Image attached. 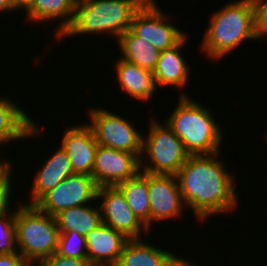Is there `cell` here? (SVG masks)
<instances>
[{"instance_id":"obj_1","label":"cell","mask_w":267,"mask_h":266,"mask_svg":"<svg viewBox=\"0 0 267 266\" xmlns=\"http://www.w3.org/2000/svg\"><path fill=\"white\" fill-rule=\"evenodd\" d=\"M219 153L190 155L175 175L186 208H191L201 223L233 211L238 204L236 180L217 158Z\"/></svg>"},{"instance_id":"obj_2","label":"cell","mask_w":267,"mask_h":266,"mask_svg":"<svg viewBox=\"0 0 267 266\" xmlns=\"http://www.w3.org/2000/svg\"><path fill=\"white\" fill-rule=\"evenodd\" d=\"M201 42V51L219 60L246 39H258L253 0H235L213 13Z\"/></svg>"},{"instance_id":"obj_3","label":"cell","mask_w":267,"mask_h":266,"mask_svg":"<svg viewBox=\"0 0 267 266\" xmlns=\"http://www.w3.org/2000/svg\"><path fill=\"white\" fill-rule=\"evenodd\" d=\"M179 103L166 118V124L184 143L190 155H211L220 152L222 129L211 110L182 92Z\"/></svg>"},{"instance_id":"obj_4","label":"cell","mask_w":267,"mask_h":266,"mask_svg":"<svg viewBox=\"0 0 267 266\" xmlns=\"http://www.w3.org/2000/svg\"><path fill=\"white\" fill-rule=\"evenodd\" d=\"M142 5L140 0H77L72 24L60 38L109 33L118 40Z\"/></svg>"},{"instance_id":"obj_5","label":"cell","mask_w":267,"mask_h":266,"mask_svg":"<svg viewBox=\"0 0 267 266\" xmlns=\"http://www.w3.org/2000/svg\"><path fill=\"white\" fill-rule=\"evenodd\" d=\"M16 208L17 250L29 263L38 264L57 251L59 230L54 216L23 202Z\"/></svg>"},{"instance_id":"obj_6","label":"cell","mask_w":267,"mask_h":266,"mask_svg":"<svg viewBox=\"0 0 267 266\" xmlns=\"http://www.w3.org/2000/svg\"><path fill=\"white\" fill-rule=\"evenodd\" d=\"M146 155L149 161L145 160ZM189 156L184 143L166 123L160 124L157 120H151L148 136H142L141 171L150 174L176 175Z\"/></svg>"},{"instance_id":"obj_7","label":"cell","mask_w":267,"mask_h":266,"mask_svg":"<svg viewBox=\"0 0 267 266\" xmlns=\"http://www.w3.org/2000/svg\"><path fill=\"white\" fill-rule=\"evenodd\" d=\"M88 113L91 121L87 125L93 130L98 145L141 153L143 135L129 120L99 107L90 109Z\"/></svg>"},{"instance_id":"obj_8","label":"cell","mask_w":267,"mask_h":266,"mask_svg":"<svg viewBox=\"0 0 267 266\" xmlns=\"http://www.w3.org/2000/svg\"><path fill=\"white\" fill-rule=\"evenodd\" d=\"M97 191L98 186L92 176L72 174L47 192L35 205L46 214L55 216L62 210L97 200Z\"/></svg>"},{"instance_id":"obj_9","label":"cell","mask_w":267,"mask_h":266,"mask_svg":"<svg viewBox=\"0 0 267 266\" xmlns=\"http://www.w3.org/2000/svg\"><path fill=\"white\" fill-rule=\"evenodd\" d=\"M157 5L143 4L135 13L130 29L156 49L164 51L177 45L187 33L175 27Z\"/></svg>"},{"instance_id":"obj_10","label":"cell","mask_w":267,"mask_h":266,"mask_svg":"<svg viewBox=\"0 0 267 266\" xmlns=\"http://www.w3.org/2000/svg\"><path fill=\"white\" fill-rule=\"evenodd\" d=\"M101 220L114 230L121 232L128 239H140V233H149V229L137 218L130 209L124 194L117 186L98 187L97 200Z\"/></svg>"},{"instance_id":"obj_11","label":"cell","mask_w":267,"mask_h":266,"mask_svg":"<svg viewBox=\"0 0 267 266\" xmlns=\"http://www.w3.org/2000/svg\"><path fill=\"white\" fill-rule=\"evenodd\" d=\"M140 155L98 145L92 169L97 186H117L135 177L141 171Z\"/></svg>"},{"instance_id":"obj_12","label":"cell","mask_w":267,"mask_h":266,"mask_svg":"<svg viewBox=\"0 0 267 266\" xmlns=\"http://www.w3.org/2000/svg\"><path fill=\"white\" fill-rule=\"evenodd\" d=\"M150 231L153 222L175 219L184 214L185 204L175 175L148 173Z\"/></svg>"},{"instance_id":"obj_13","label":"cell","mask_w":267,"mask_h":266,"mask_svg":"<svg viewBox=\"0 0 267 266\" xmlns=\"http://www.w3.org/2000/svg\"><path fill=\"white\" fill-rule=\"evenodd\" d=\"M61 143V147L70 158L73 174L92 176L98 143L87 123L68 127L64 131Z\"/></svg>"},{"instance_id":"obj_14","label":"cell","mask_w":267,"mask_h":266,"mask_svg":"<svg viewBox=\"0 0 267 266\" xmlns=\"http://www.w3.org/2000/svg\"><path fill=\"white\" fill-rule=\"evenodd\" d=\"M87 259L92 266H115L128 240L103 222L85 236Z\"/></svg>"},{"instance_id":"obj_15","label":"cell","mask_w":267,"mask_h":266,"mask_svg":"<svg viewBox=\"0 0 267 266\" xmlns=\"http://www.w3.org/2000/svg\"><path fill=\"white\" fill-rule=\"evenodd\" d=\"M43 164L36 170L30 191L31 200L25 204L35 205L47 192L73 174L70 158L61 146Z\"/></svg>"},{"instance_id":"obj_16","label":"cell","mask_w":267,"mask_h":266,"mask_svg":"<svg viewBox=\"0 0 267 266\" xmlns=\"http://www.w3.org/2000/svg\"><path fill=\"white\" fill-rule=\"evenodd\" d=\"M0 97V145L11 142L33 138L40 134L41 129L31 119L23 108L15 105L14 101ZM40 129V130H39Z\"/></svg>"},{"instance_id":"obj_17","label":"cell","mask_w":267,"mask_h":266,"mask_svg":"<svg viewBox=\"0 0 267 266\" xmlns=\"http://www.w3.org/2000/svg\"><path fill=\"white\" fill-rule=\"evenodd\" d=\"M187 37L188 35L174 47L161 51L157 66L153 71L156 86H175L181 89L186 86L190 71L180 49H183Z\"/></svg>"},{"instance_id":"obj_18","label":"cell","mask_w":267,"mask_h":266,"mask_svg":"<svg viewBox=\"0 0 267 266\" xmlns=\"http://www.w3.org/2000/svg\"><path fill=\"white\" fill-rule=\"evenodd\" d=\"M114 65L117 81L124 93L135 100L148 102L157 90L153 72L122 58Z\"/></svg>"},{"instance_id":"obj_19","label":"cell","mask_w":267,"mask_h":266,"mask_svg":"<svg viewBox=\"0 0 267 266\" xmlns=\"http://www.w3.org/2000/svg\"><path fill=\"white\" fill-rule=\"evenodd\" d=\"M145 242L143 238L128 239L115 266H168L177 256Z\"/></svg>"},{"instance_id":"obj_20","label":"cell","mask_w":267,"mask_h":266,"mask_svg":"<svg viewBox=\"0 0 267 266\" xmlns=\"http://www.w3.org/2000/svg\"><path fill=\"white\" fill-rule=\"evenodd\" d=\"M77 0H33L26 9L28 21L39 23L41 21L61 19L56 27L55 38L58 40L72 24Z\"/></svg>"},{"instance_id":"obj_21","label":"cell","mask_w":267,"mask_h":266,"mask_svg":"<svg viewBox=\"0 0 267 266\" xmlns=\"http://www.w3.org/2000/svg\"><path fill=\"white\" fill-rule=\"evenodd\" d=\"M122 59L138 65L143 69L154 71L161 51L137 36L130 28L118 38Z\"/></svg>"},{"instance_id":"obj_22","label":"cell","mask_w":267,"mask_h":266,"mask_svg":"<svg viewBox=\"0 0 267 266\" xmlns=\"http://www.w3.org/2000/svg\"><path fill=\"white\" fill-rule=\"evenodd\" d=\"M95 207L87 204L60 211L54 216L59 232L75 231L86 236L102 223L100 208Z\"/></svg>"},{"instance_id":"obj_23","label":"cell","mask_w":267,"mask_h":266,"mask_svg":"<svg viewBox=\"0 0 267 266\" xmlns=\"http://www.w3.org/2000/svg\"><path fill=\"white\" fill-rule=\"evenodd\" d=\"M137 218L150 230V198L148 173L140 171L135 177L117 185Z\"/></svg>"},{"instance_id":"obj_24","label":"cell","mask_w":267,"mask_h":266,"mask_svg":"<svg viewBox=\"0 0 267 266\" xmlns=\"http://www.w3.org/2000/svg\"><path fill=\"white\" fill-rule=\"evenodd\" d=\"M59 233L57 254L76 259H87L85 236L80 235L75 231Z\"/></svg>"},{"instance_id":"obj_25","label":"cell","mask_w":267,"mask_h":266,"mask_svg":"<svg viewBox=\"0 0 267 266\" xmlns=\"http://www.w3.org/2000/svg\"><path fill=\"white\" fill-rule=\"evenodd\" d=\"M9 212L0 215V255L17 252L16 210Z\"/></svg>"},{"instance_id":"obj_26","label":"cell","mask_w":267,"mask_h":266,"mask_svg":"<svg viewBox=\"0 0 267 266\" xmlns=\"http://www.w3.org/2000/svg\"><path fill=\"white\" fill-rule=\"evenodd\" d=\"M7 159L0 160V215L10 210V196L12 192V165Z\"/></svg>"},{"instance_id":"obj_27","label":"cell","mask_w":267,"mask_h":266,"mask_svg":"<svg viewBox=\"0 0 267 266\" xmlns=\"http://www.w3.org/2000/svg\"><path fill=\"white\" fill-rule=\"evenodd\" d=\"M39 266H92L88 259H76L71 257H65L57 254L56 252L41 260L38 263Z\"/></svg>"},{"instance_id":"obj_28","label":"cell","mask_w":267,"mask_h":266,"mask_svg":"<svg viewBox=\"0 0 267 266\" xmlns=\"http://www.w3.org/2000/svg\"><path fill=\"white\" fill-rule=\"evenodd\" d=\"M255 4L256 33L258 38L267 35V0H253Z\"/></svg>"},{"instance_id":"obj_29","label":"cell","mask_w":267,"mask_h":266,"mask_svg":"<svg viewBox=\"0 0 267 266\" xmlns=\"http://www.w3.org/2000/svg\"><path fill=\"white\" fill-rule=\"evenodd\" d=\"M29 262L17 251L0 255V266H27Z\"/></svg>"},{"instance_id":"obj_30","label":"cell","mask_w":267,"mask_h":266,"mask_svg":"<svg viewBox=\"0 0 267 266\" xmlns=\"http://www.w3.org/2000/svg\"><path fill=\"white\" fill-rule=\"evenodd\" d=\"M12 5L16 10H20V8L25 10L31 5L33 0H11Z\"/></svg>"},{"instance_id":"obj_31","label":"cell","mask_w":267,"mask_h":266,"mask_svg":"<svg viewBox=\"0 0 267 266\" xmlns=\"http://www.w3.org/2000/svg\"><path fill=\"white\" fill-rule=\"evenodd\" d=\"M191 264L192 260H186V258L178 256L168 266H190Z\"/></svg>"},{"instance_id":"obj_32","label":"cell","mask_w":267,"mask_h":266,"mask_svg":"<svg viewBox=\"0 0 267 266\" xmlns=\"http://www.w3.org/2000/svg\"><path fill=\"white\" fill-rule=\"evenodd\" d=\"M12 10L14 12L15 8L13 7L11 0H0V12L3 13L4 11V13H8L9 11L12 12Z\"/></svg>"},{"instance_id":"obj_33","label":"cell","mask_w":267,"mask_h":266,"mask_svg":"<svg viewBox=\"0 0 267 266\" xmlns=\"http://www.w3.org/2000/svg\"><path fill=\"white\" fill-rule=\"evenodd\" d=\"M143 4H157L155 0H140Z\"/></svg>"},{"instance_id":"obj_34","label":"cell","mask_w":267,"mask_h":266,"mask_svg":"<svg viewBox=\"0 0 267 266\" xmlns=\"http://www.w3.org/2000/svg\"><path fill=\"white\" fill-rule=\"evenodd\" d=\"M27 266H39L38 264H31L29 263Z\"/></svg>"}]
</instances>
